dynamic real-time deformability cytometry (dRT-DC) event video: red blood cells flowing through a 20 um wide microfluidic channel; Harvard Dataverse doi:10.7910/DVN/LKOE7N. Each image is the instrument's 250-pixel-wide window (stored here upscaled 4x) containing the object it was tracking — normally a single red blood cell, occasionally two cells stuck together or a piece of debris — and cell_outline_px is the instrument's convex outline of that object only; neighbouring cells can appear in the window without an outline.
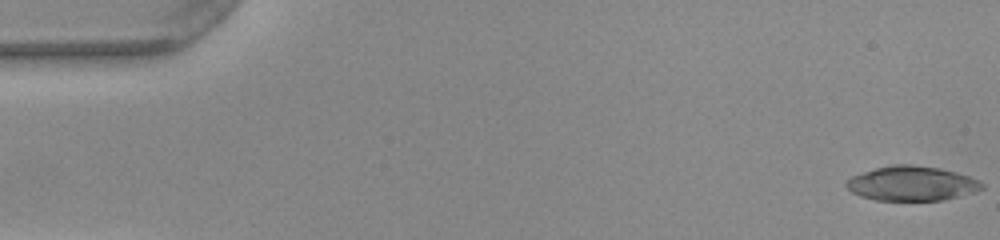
{"species": "common noctule bat (a hibernating species)", "species_latin": "Nyctalus noctula", "temperature_condition": "warm", "stored_images_in_passage": 51, "camera_frame_rate_fps": 3000, "um_per_image_px": 0.085, "animal": {"sex": "female", "body_mass_g": 22.0, "forearm_length_mm": 56.7}, "frame": {"image": 1, "passage_image": 1, "time_ms": 0.0, "image_size_px": [1000, 240], "cell_outline_px": [[984, 188], [976, 192], [940, 200], [876, 200], [860, 196], [852, 192], [844, 184], [852, 176], [876, 168], [892, 164], [912, 164], [940, 168], [956, 172], [980, 180], [984, 184]], "centroid_in_image_um": [77.52, 15.59], "position_along_channel_um": 7.5, "area_um2": 27.28}}
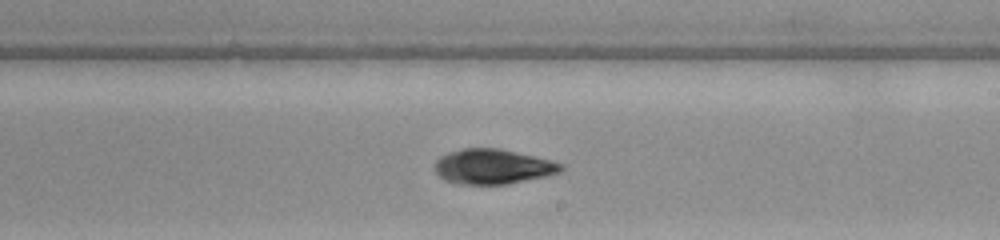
{"frame": {"image": 2, "passage_image": 30, "time_ms": 9.667, "image_size_px": [1000, 240], "cell_outline_px": [[564, 168], [560, 172], [544, 176], [508, 184], [456, 184], [444, 180], [436, 172], [436, 160], [440, 156], [448, 152], [464, 148], [500, 148], [552, 160], [564, 164]], "centroid_in_image_um": [41.9, 14.15], "position_along_channel_um": 247.1, "area_um2": 25.72}}
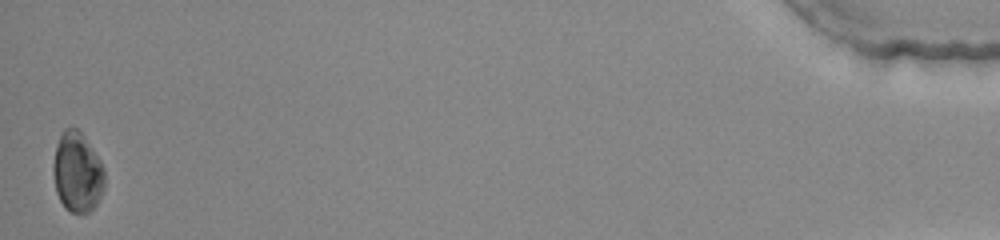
{"frame": {"image": 3, "passage_image": 51, "time_ms": 16.667, "image_size_px": [1000, 240], "cell_outline_px": [[104, 188], [96, 204], [88, 212], [72, 212], [64, 208], [56, 192], [52, 172], [52, 168], [56, 144], [64, 128], [76, 128], [84, 136], [100, 160], [104, 168]], "centroid_in_image_um": [6.55, 14.64], "position_along_channel_um": 428.6, "area_um2": 23.87}, "authors_computed_cell_mechanics": {"area_um2": 26.588, "velocity_mm_per_s": 3.973, "shape_relaxation_time_tau1_ms": null, "shape_relaxation_time_tau2_ms": 1.6837, "deformation_change_tau1": null, "deformation_change_tau2": 0.0614}}